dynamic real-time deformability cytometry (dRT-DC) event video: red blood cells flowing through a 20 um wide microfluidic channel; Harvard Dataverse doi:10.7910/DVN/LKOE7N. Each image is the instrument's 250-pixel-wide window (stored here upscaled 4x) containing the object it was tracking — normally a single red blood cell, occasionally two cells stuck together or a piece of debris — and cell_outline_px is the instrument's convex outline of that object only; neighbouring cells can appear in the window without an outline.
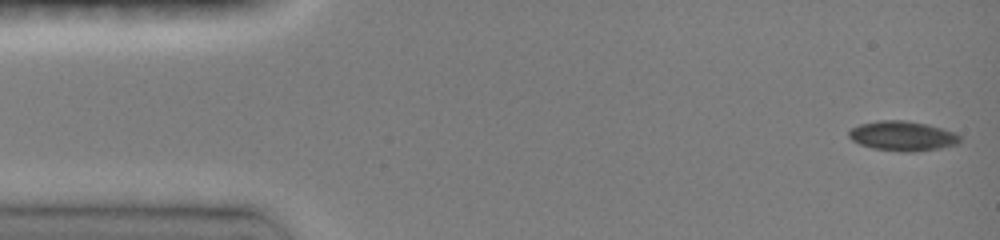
{"species": "common noctule bat (a hibernating species)", "species_latin": "Nyctalus noctula", "temperature_condition": "room temperature", "stored_images_in_passage": 43, "camera_frame_rate_fps": 3000, "um_per_image_px": 0.085, "animal": {"sex": "female", "body_mass_g": 19.0, "forearm_length_mm": 51.5}, "frame": {"image": 1, "passage_image": 1, "time_ms": 0.0, "image_size_px": [1000, 240], "cell_outline_px": [[960, 140], [956, 144], [940, 148], [912, 152], [900, 152], [872, 148], [860, 144], [852, 140], [848, 136], [848, 132], [852, 128], [860, 124], [876, 120], [904, 120], [928, 124], [956, 132], [960, 136]], "centroid_in_image_um": [76.71, 11.55], "position_along_channel_um": 8.3, "area_um2": 19.36}}
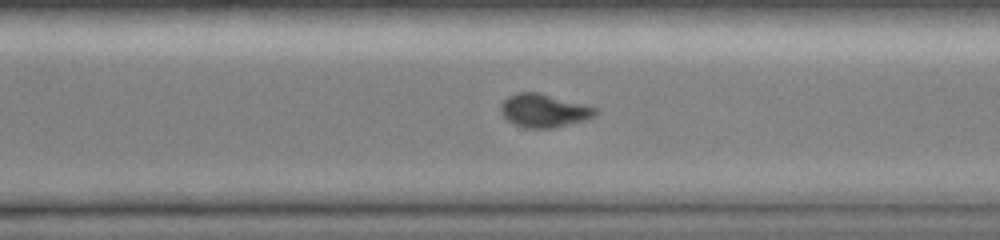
{"frame": {"image": 2, "passage_image": 31, "time_ms": 10.667, "image_size_px": [1000, 240], "cell_outline_px": [[600, 112], [596, 116], [584, 120], [552, 128], [528, 128], [516, 124], [508, 120], [500, 112], [500, 108], [504, 100], [508, 96], [516, 92], [540, 92], [600, 108]], "centroid_in_image_um": [46.29, 9.38], "position_along_channel_um": 324.3, "area_um2": 18.5}}
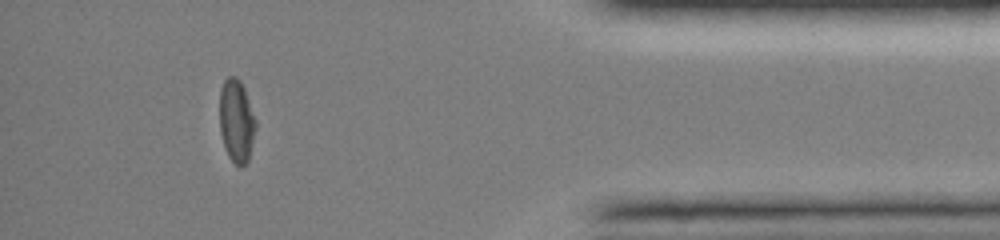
{"frame": {"image": 3, "passage_image": 39, "time_ms": 13.667, "image_size_px": [1000, 240], "cell_outline_px": [[256, 128], [248, 160], [240, 168], [228, 156], [220, 132], [220, 88], [224, 80], [228, 76], [236, 76], [240, 80], [244, 88], [256, 120]], "centroid_in_image_um": [20.1, 10.25], "position_along_channel_um": 415.1, "area_um2": 17.4}, "authors_computed_cell_mechanics": {"area_um2": 18.9584, "velocity_mm_per_s": 4.0509, "shape_relaxation_time_tau1_ms": 6.7391, "shape_relaxation_time_tau2_ms": 2.6914, "deformation_change_tau1": 0.1733, "deformation_change_tau2": 0.0532}}